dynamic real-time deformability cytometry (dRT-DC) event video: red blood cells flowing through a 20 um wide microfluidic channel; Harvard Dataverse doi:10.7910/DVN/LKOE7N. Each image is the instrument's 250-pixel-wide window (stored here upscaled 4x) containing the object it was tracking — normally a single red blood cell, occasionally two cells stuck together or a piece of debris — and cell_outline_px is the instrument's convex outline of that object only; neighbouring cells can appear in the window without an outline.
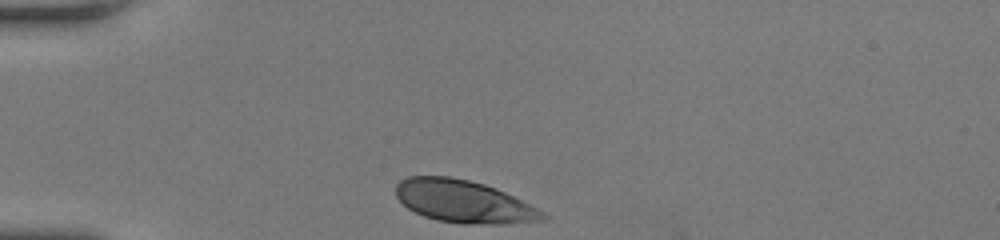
{"species": "human", "species_latin": "Homo sapiens", "temperature_condition": "room temperature", "stored_images_in_passage": 31, "camera_frame_rate_fps": 3000, "um_per_image_px": 0.085, "donor": {"sex": "female"}, "frame": {"image": 1, "passage_image": 1, "time_ms": 0.0, "image_size_px": [1000, 240], "cell_outline_px": [[552, 216], [548, 220], [504, 224], [464, 224], [436, 220], [424, 216], [408, 208], [396, 196], [396, 184], [400, 180], [408, 176], [448, 176], [468, 180], [484, 184], [496, 188]], "centroid_in_image_um": [39.44, 17.14], "position_along_channel_um": 45.6, "area_um2": 36.41}}
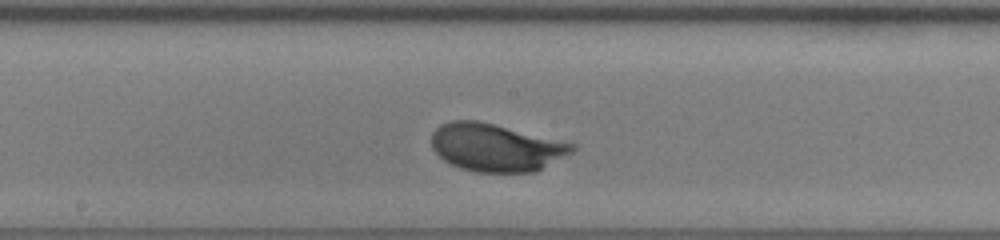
{"frame": {"image": 2, "passage_image": 16, "time_ms": 5.0, "image_size_px": [1000, 240], "cell_outline_px": [[576, 148], [572, 152], [536, 172], [476, 172], [460, 168], [444, 160], [432, 148], [432, 132], [440, 124], [452, 120], [476, 120], [576, 144]], "centroid_in_image_um": [42.14, 12.54], "position_along_channel_um": 206.1, "area_um2": 38.84}}
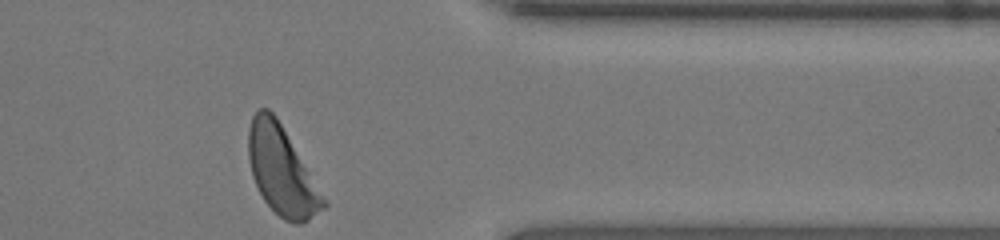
{"frame": {"image": 3, "passage_image": 31, "time_ms": 10.0, "image_size_px": [1000, 240], "cell_outline_px": [[328, 204], [324, 208], [308, 220], [300, 224], [292, 224], [284, 220], [264, 200], [252, 176], [248, 156], [248, 128], [252, 116], [260, 108], [268, 108], [276, 116]], "centroid_in_image_um": [23.91, 14.51], "position_along_channel_um": 387.5, "area_um2": 37.92}, "authors_computed_cell_mechanics": {"area_um2": 38.6104, "velocity_mm_per_s": 3.8332, "shape_relaxation_time_tau1_ms": 2.6759, "shape_relaxation_time_tau2_ms": null, "deformation_change_tau1": 0.1447, "deformation_change_tau2": null}}